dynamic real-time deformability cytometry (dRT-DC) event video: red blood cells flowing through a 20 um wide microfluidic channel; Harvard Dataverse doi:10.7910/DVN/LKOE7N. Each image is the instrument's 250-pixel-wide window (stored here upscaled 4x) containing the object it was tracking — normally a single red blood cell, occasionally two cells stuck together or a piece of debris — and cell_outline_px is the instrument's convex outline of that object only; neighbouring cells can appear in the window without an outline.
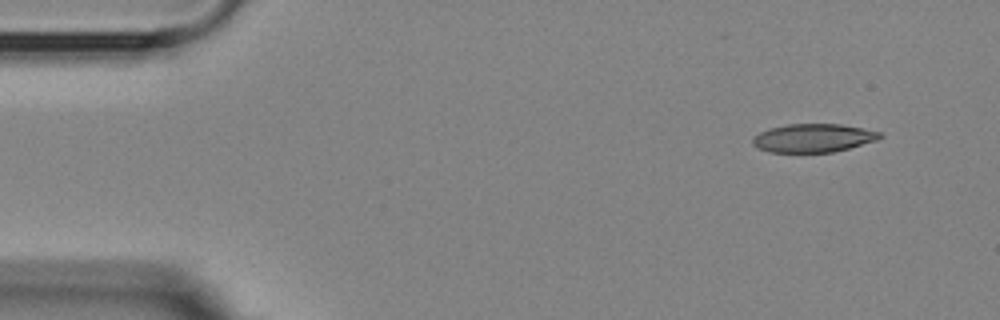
{"species": "Egyptian fruit bat (a non-hibernating species)", "species_latin": "Rousettus aegyptiacus", "temperature_condition": "room temperature", "stored_images_in_passage": 4, "camera_frame_rate_fps": 3000, "um_per_image_px": 0.085, "animal": {"sex": "female"}, "frame": {"image": 1, "passage_image": 1, "time_ms": 0.0, "image_size_px": [1000, 320], "cell_outline_px": [[884, 136], [876, 140], [848, 148], [832, 152], [768, 152], [756, 148], [752, 144], [752, 136], [768, 128], [788, 124], [840, 124], [880, 132]], "centroid_in_image_um": [69.06, 11.73], "position_along_channel_um": 15.9, "area_um2": 21.04}}
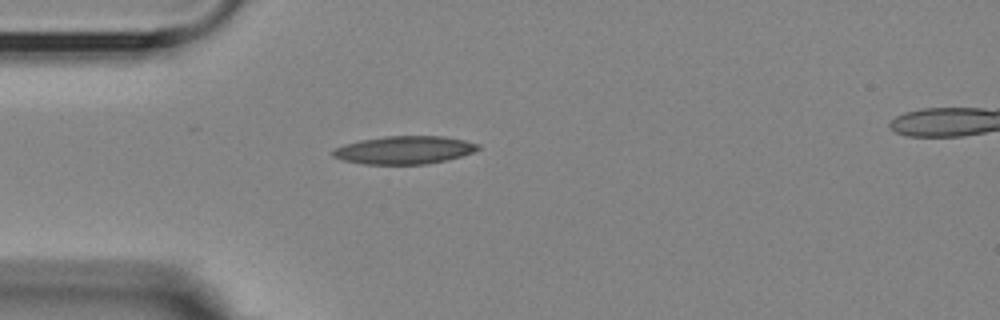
{"frame": {"image": 2, "passage_image": 4, "time_ms": 3.333, "image_size_px": [1000, 320], "cell_outline_px": [[480, 148], [472, 152], [448, 160], [424, 164], [364, 164], [344, 160], [332, 156], [332, 152], [336, 148], [344, 144], [360, 140], [384, 136], [444, 136], [464, 140], [480, 144]], "centroid_in_image_um": [34.38, 12.74], "position_along_channel_um": 50.6, "area_um2": 23.58}}